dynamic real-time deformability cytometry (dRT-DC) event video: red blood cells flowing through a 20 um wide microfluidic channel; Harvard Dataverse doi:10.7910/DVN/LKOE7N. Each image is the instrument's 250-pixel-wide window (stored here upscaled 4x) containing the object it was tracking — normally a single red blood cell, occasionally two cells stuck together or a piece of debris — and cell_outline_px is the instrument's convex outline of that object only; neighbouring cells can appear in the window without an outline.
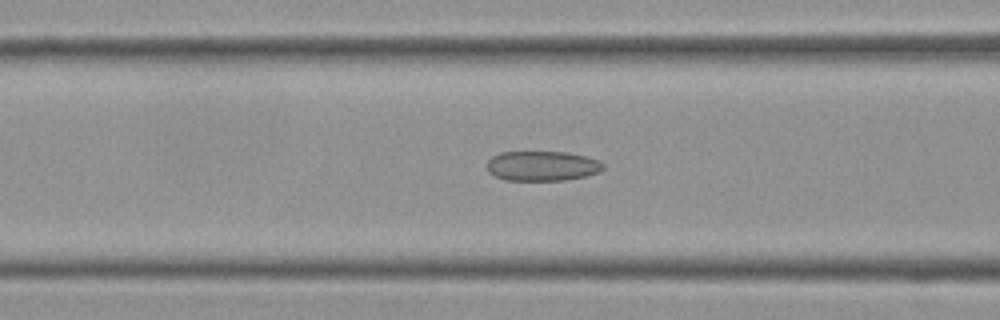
{"species": "Egyptian fruit bat (a non-hibernating species)", "species_latin": "Rousettus aegyptiacus", "temperature_condition": "cold", "stored_images_in_passage": 50, "camera_frame_rate_fps": 3000, "um_per_image_px": 0.085, "frame": {"image": 1, "passage_image": 16, "time_ms": 5.0, "image_size_px": [1000, 320], "cell_outline_px": [[604, 168], [600, 172], [584, 176], [564, 180], [504, 180], [488, 172], [488, 160], [492, 156], [500, 152], [568, 152], [584, 156], [596, 160], [604, 164]], "centroid_in_image_um": [46.07, 14.1], "position_along_channel_um": 120.5, "area_um2": 20.11}}
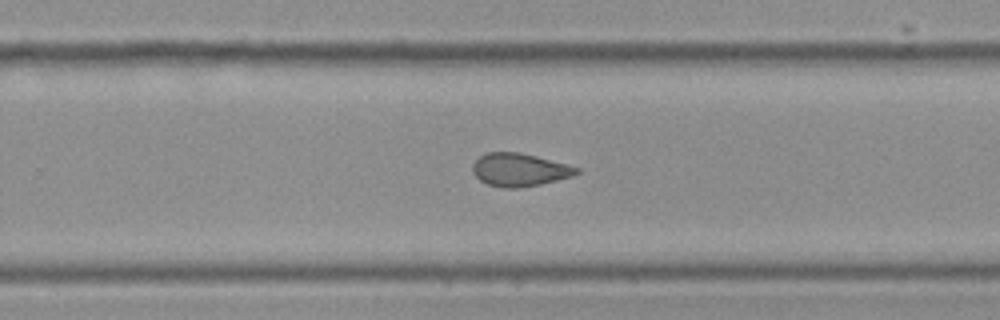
{"frame": {"image": 2, "passage_image": 30, "time_ms": 9.667, "image_size_px": [1000, 320], "cell_outline_px": [[580, 172], [572, 176], [540, 184], [516, 188], [504, 188], [488, 184], [480, 180], [472, 172], [472, 164], [480, 156], [488, 152], [516, 152], [536, 156], [568, 164], [580, 168]], "centroid_in_image_um": [44.15, 14.43], "position_along_channel_um": 285.6, "area_um2": 19.88}}
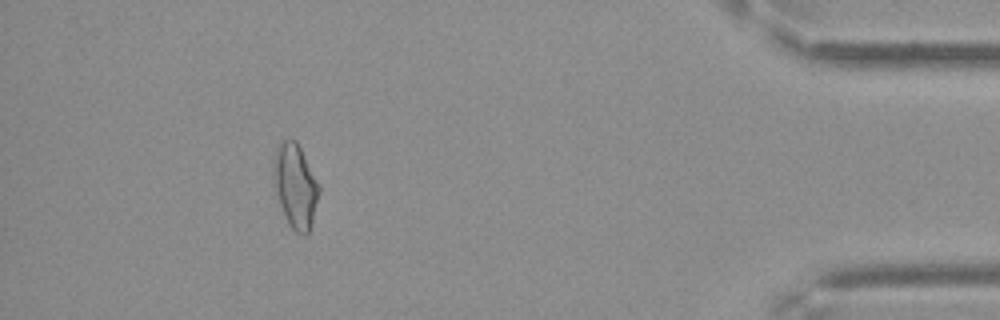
{"frame": {"image": 3, "passage_image": 45, "time_ms": 14.667, "image_size_px": [1000, 320], "cell_outline_px": [[320, 192], [312, 224], [308, 232], [304, 236], [296, 232], [288, 224], [280, 204], [276, 192], [272, 172], [272, 164], [276, 148], [284, 140], [296, 140], [320, 188]], "centroid_in_image_um": [25.09, 15.83], "position_along_channel_um": 410.1, "area_um2": 22.02}, "authors_computed_cell_mechanics": {"area_um2": 20.6057, "velocity_mm_per_s": 3.5356, "shape_relaxation_time_tau1_ms": null, "shape_relaxation_time_tau2_ms": 2.7223, "deformation_change_tau1": null, "deformation_change_tau2": 0.0898}}